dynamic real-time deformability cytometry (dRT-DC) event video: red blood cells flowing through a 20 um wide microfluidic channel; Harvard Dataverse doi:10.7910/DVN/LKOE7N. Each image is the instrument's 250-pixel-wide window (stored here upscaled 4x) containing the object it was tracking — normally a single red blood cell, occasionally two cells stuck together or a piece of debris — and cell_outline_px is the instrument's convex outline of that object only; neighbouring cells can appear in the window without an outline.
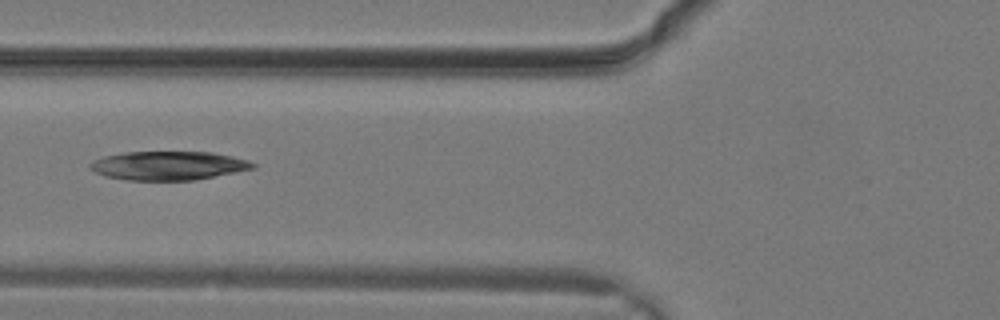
{"species": "common noctule bat (a hibernating species)", "species_latin": "Nyctalus noctula", "temperature_condition": "warm", "stored_images_in_passage": 6, "camera_frame_rate_fps": 3000, "um_per_image_px": 0.085, "animal": {"sex": "male", "body_mass_g": 19.2, "forearm_length_mm": 51.8}, "frame": {"image": 1, "passage_image": 3, "time_ms": 0.667, "image_size_px": [1000, 320], "cell_outline_px": [[256, 168], [192, 180], [128, 180], [104, 176], [88, 168], [88, 164], [92, 160], [104, 156], [124, 152], [212, 152], [232, 156], [248, 160], [256, 164]], "centroid_in_image_um": [14.27, 14.07], "position_along_channel_um": 111.5, "area_um2": 27.28}}
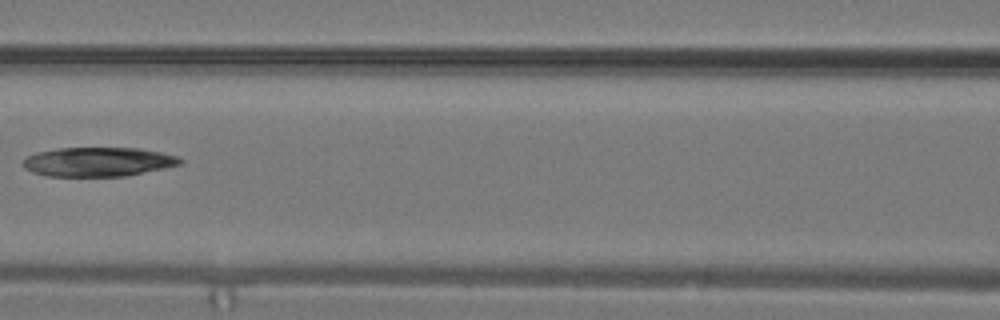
{"frame": {"image": 2, "passage_image": 5, "time_ms": 1.333, "image_size_px": [1000, 320], "cell_outline_px": [[184, 164], [124, 176], [48, 176], [32, 172], [24, 168], [24, 160], [28, 156], [36, 152], [60, 148], [140, 148], [160, 152], [176, 156], [184, 160]], "centroid_in_image_um": [8.36, 13.75], "position_along_channel_um": 158.2, "area_um2": 26.65}}